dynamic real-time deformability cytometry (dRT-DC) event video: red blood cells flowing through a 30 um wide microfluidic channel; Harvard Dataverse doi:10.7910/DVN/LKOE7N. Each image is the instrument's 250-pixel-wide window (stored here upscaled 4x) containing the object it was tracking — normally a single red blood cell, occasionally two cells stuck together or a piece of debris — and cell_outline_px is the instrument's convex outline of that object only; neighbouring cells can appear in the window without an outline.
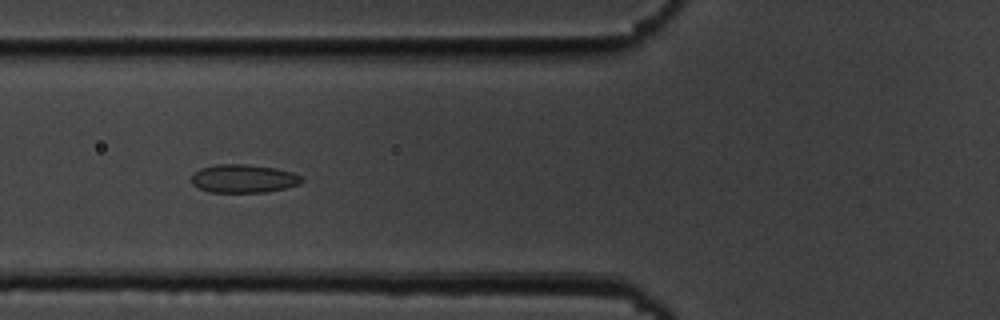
{"species": "common noctule bat (a hibernating species)", "species_latin": "Nyctalus noctula", "temperature_condition": "cold", "stored_images_in_passage": 41, "camera_frame_rate_fps": 3000, "um_per_image_px": 0.085, "animal": {"sex": "male", "body_mass_g": 19.5, "forearm_length_mm": 54.6}, "frame": {"image": 1, "passage_image": 7, "time_ms": 2.0, "image_size_px": [1000, 320], "cell_outline_px": [[304, 180], [300, 184], [284, 188], [264, 192], [208, 192], [192, 184], [192, 176], [200, 168], [216, 164], [244, 164], [276, 168], [292, 172], [300, 176]], "centroid_in_image_um": [20.7, 15.18], "position_along_channel_um": 105.1, "area_um2": 18.09}}
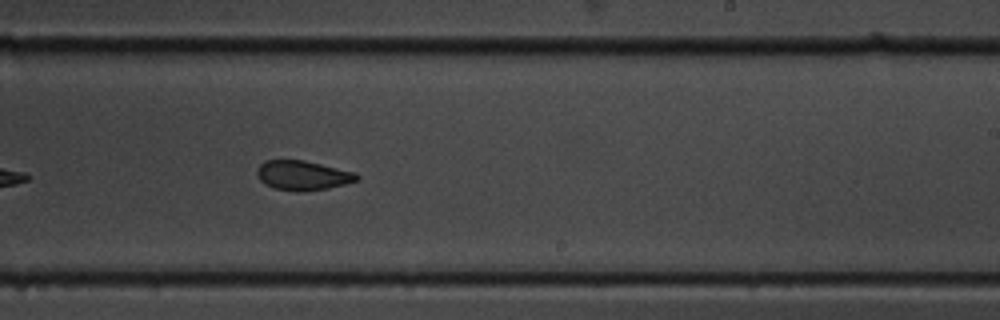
{"frame": {"image": 2, "passage_image": 20, "time_ms": 6.333, "image_size_px": [1000, 320], "cell_outline_px": [[360, 180], [328, 188], [304, 192], [296, 192], [272, 188], [264, 184], [256, 176], [256, 168], [264, 160], [304, 160], [356, 172], [360, 176]], "centroid_in_image_um": [25.71, 14.92], "position_along_channel_um": 263.3, "area_um2": 17.57}}
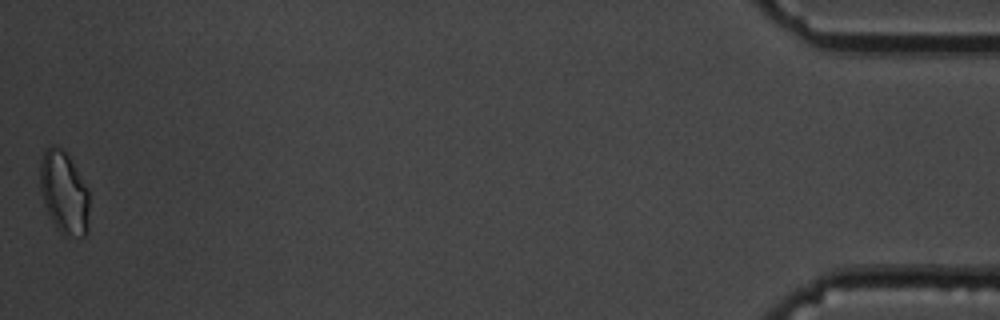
{"frame": {"image": 3, "passage_image": 41, "time_ms": 13.333, "image_size_px": [1000, 320], "cell_outline_px": [[88, 232], [84, 236], [64, 236], [56, 228], [44, 204], [40, 188], [40, 160], [44, 152], [52, 144], [68, 152], [88, 188]], "centroid_in_image_um": [5.45, 16.35], "position_along_channel_um": 429.7, "area_um2": 23.93}, "authors_computed_cell_mechanics": {"area_um2": 18.0914, "velocity_mm_per_s": 3.654, "shape_relaxation_time_tau1_ms": 3.5312, "shape_relaxation_time_tau2_ms": 2.2071, "deformation_change_tau1": 0.1006, "deformation_change_tau2": 0.0867}}